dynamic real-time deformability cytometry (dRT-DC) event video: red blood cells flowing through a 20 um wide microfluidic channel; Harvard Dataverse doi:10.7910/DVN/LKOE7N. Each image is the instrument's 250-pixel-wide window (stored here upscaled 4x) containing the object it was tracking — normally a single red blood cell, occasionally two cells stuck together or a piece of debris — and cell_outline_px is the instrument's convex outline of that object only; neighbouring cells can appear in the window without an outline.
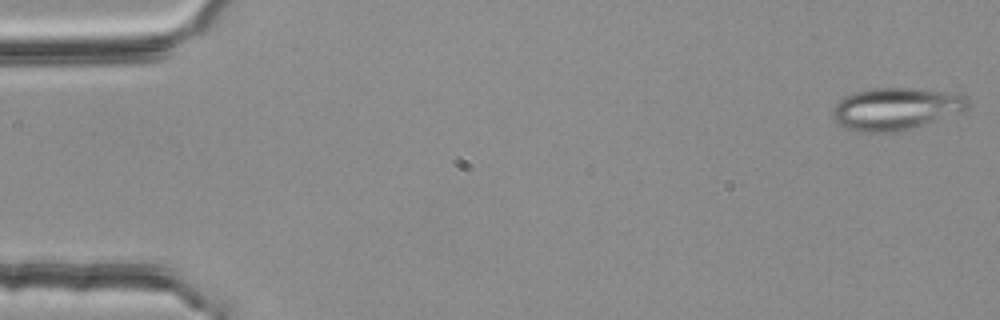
{"species": "common noctule bat (a hibernating species)", "species_latin": "Nyctalus noctula", "temperature_condition": "room temperature", "stored_images_in_passage": 4, "camera_frame_rate_fps": 3000, "um_per_image_px": 0.085, "animal": {"sex": "female", "body_mass_g": 25.1}, "frame": {"image": 1, "passage_image": 1, "time_ms": 0.0, "image_size_px": [1000, 320], "cell_outline_px": [[972, 104], [964, 112], [908, 128], [888, 132], [856, 132], [840, 124], [832, 116], [832, 108], [844, 96], [856, 92], [872, 88], [912, 88], [960, 92], [968, 96]], "centroid_in_image_um": [76.23, 9.21], "position_along_channel_um": 8.8, "area_um2": 33.47}}